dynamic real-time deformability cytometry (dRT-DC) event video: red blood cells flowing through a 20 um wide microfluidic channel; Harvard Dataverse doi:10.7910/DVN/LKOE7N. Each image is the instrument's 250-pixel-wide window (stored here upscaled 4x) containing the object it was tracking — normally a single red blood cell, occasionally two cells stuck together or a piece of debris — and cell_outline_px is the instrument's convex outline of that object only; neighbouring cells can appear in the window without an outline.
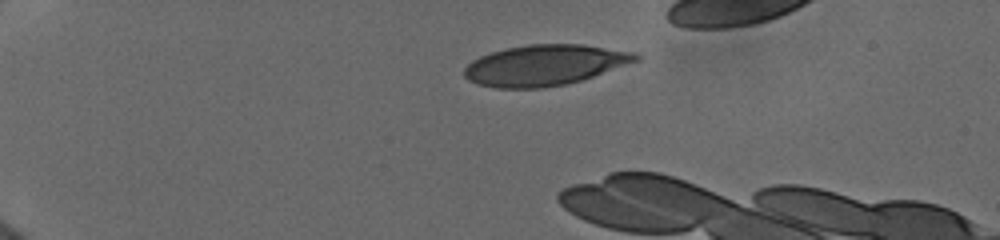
{"species": "human", "species_latin": "Homo sapiens", "temperature_condition": "cold", "stored_images_in_passage": 8, "camera_frame_rate_fps": 3000, "um_per_image_px": 0.085, "donor": {"sex": "female"}, "frame": {"image": 1, "passage_image": 1, "time_ms": 0.0, "image_size_px": [1000, 240], "cell_outline_px": [[640, 60], [580, 80], [564, 84], [540, 88], [496, 88], [480, 84], [468, 80], [464, 76], [464, 68], [472, 60], [480, 56], [492, 52], [508, 48], [528, 44], [584, 44], [636, 52], [640, 56]], "centroid_in_image_um": [46.31, 5.53], "position_along_channel_um": 38.7, "area_um2": 40.46}}
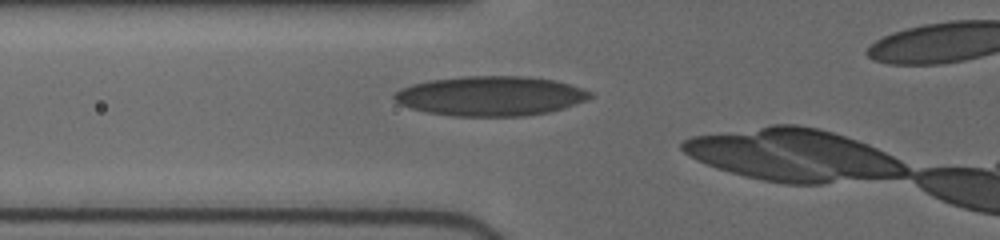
{"frame": {"image": 2, "passage_image": 6, "time_ms": 3.0, "image_size_px": [1000, 240], "cell_outline_px": [[592, 96], [584, 100], [564, 108], [548, 112], [524, 116], [452, 116], [424, 112], [400, 104], [392, 96], [400, 88], [412, 84], [432, 80], [464, 76], [528, 76], [556, 80], [584, 88], [592, 92]], "centroid_in_image_um": [41.71, 8.15], "position_along_channel_um": 84.1, "area_um2": 45.32}}